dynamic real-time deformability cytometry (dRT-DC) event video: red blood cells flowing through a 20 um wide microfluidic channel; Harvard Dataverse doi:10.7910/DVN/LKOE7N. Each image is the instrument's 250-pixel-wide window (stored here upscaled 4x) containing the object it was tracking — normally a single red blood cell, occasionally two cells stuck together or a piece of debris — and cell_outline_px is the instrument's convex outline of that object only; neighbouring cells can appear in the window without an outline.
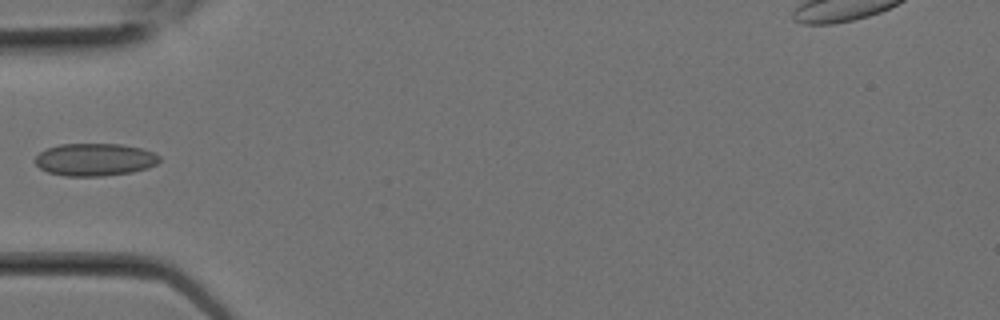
{"species": "Egyptian fruit bat (a non-hibernating species)", "species_latin": "Rousettus aegyptiacus", "temperature_condition": "room temperature", "stored_images_in_passage": 3, "camera_frame_rate_fps": 3000, "um_per_image_px": 0.085, "animal": {"sex": "female"}, "frame": {"image": 1, "passage_image": 3, "time_ms": 0.667, "image_size_px": [1000, 320], "cell_outline_px": [[160, 160], [156, 164], [148, 168], [132, 172], [104, 176], [64, 176], [48, 172], [40, 168], [36, 164], [36, 156], [40, 152], [48, 148], [60, 144], [120, 144], [140, 148], [152, 152], [160, 156]], "centroid_in_image_um": [8.06, 13.57], "position_along_channel_um": 76.9, "area_um2": 23.52}}